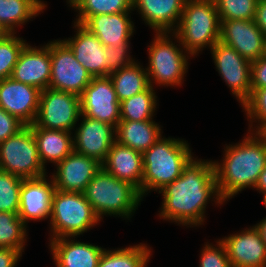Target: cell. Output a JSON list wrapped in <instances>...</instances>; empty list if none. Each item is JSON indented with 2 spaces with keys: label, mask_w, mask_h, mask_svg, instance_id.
Instances as JSON below:
<instances>
[{
  "label": "cell",
  "mask_w": 266,
  "mask_h": 267,
  "mask_svg": "<svg viewBox=\"0 0 266 267\" xmlns=\"http://www.w3.org/2000/svg\"><path fill=\"white\" fill-rule=\"evenodd\" d=\"M158 193L163 197L160 219L190 228L204 225L211 199L218 206L225 203L218 191L212 160L197 157L189 161L180 177Z\"/></svg>",
  "instance_id": "cell-1"
},
{
  "label": "cell",
  "mask_w": 266,
  "mask_h": 267,
  "mask_svg": "<svg viewBox=\"0 0 266 267\" xmlns=\"http://www.w3.org/2000/svg\"><path fill=\"white\" fill-rule=\"evenodd\" d=\"M242 141L225 144L223 158L212 160L221 198L227 202L246 188L254 190L266 167V140L258 132L249 131Z\"/></svg>",
  "instance_id": "cell-2"
},
{
  "label": "cell",
  "mask_w": 266,
  "mask_h": 267,
  "mask_svg": "<svg viewBox=\"0 0 266 267\" xmlns=\"http://www.w3.org/2000/svg\"><path fill=\"white\" fill-rule=\"evenodd\" d=\"M192 155L188 141L162 136L143 153L142 197L159 192L180 177Z\"/></svg>",
  "instance_id": "cell-3"
},
{
  "label": "cell",
  "mask_w": 266,
  "mask_h": 267,
  "mask_svg": "<svg viewBox=\"0 0 266 267\" xmlns=\"http://www.w3.org/2000/svg\"><path fill=\"white\" fill-rule=\"evenodd\" d=\"M84 195L101 221L104 216L130 220L143 201L135 186L117 179L103 167L89 182Z\"/></svg>",
  "instance_id": "cell-4"
},
{
  "label": "cell",
  "mask_w": 266,
  "mask_h": 267,
  "mask_svg": "<svg viewBox=\"0 0 266 267\" xmlns=\"http://www.w3.org/2000/svg\"><path fill=\"white\" fill-rule=\"evenodd\" d=\"M221 22L214 0H186L173 33L191 57L220 40Z\"/></svg>",
  "instance_id": "cell-5"
},
{
  "label": "cell",
  "mask_w": 266,
  "mask_h": 267,
  "mask_svg": "<svg viewBox=\"0 0 266 267\" xmlns=\"http://www.w3.org/2000/svg\"><path fill=\"white\" fill-rule=\"evenodd\" d=\"M150 43L147 46L148 66L145 67L150 85L153 88L155 84L156 87L182 86L191 56L186 52L178 37L173 32H155Z\"/></svg>",
  "instance_id": "cell-6"
},
{
  "label": "cell",
  "mask_w": 266,
  "mask_h": 267,
  "mask_svg": "<svg viewBox=\"0 0 266 267\" xmlns=\"http://www.w3.org/2000/svg\"><path fill=\"white\" fill-rule=\"evenodd\" d=\"M49 240L79 237L100 224L84 193L55 190L52 198Z\"/></svg>",
  "instance_id": "cell-7"
},
{
  "label": "cell",
  "mask_w": 266,
  "mask_h": 267,
  "mask_svg": "<svg viewBox=\"0 0 266 267\" xmlns=\"http://www.w3.org/2000/svg\"><path fill=\"white\" fill-rule=\"evenodd\" d=\"M0 170L22 179L48 174L41 163L37 142L29 125L0 143Z\"/></svg>",
  "instance_id": "cell-8"
},
{
  "label": "cell",
  "mask_w": 266,
  "mask_h": 267,
  "mask_svg": "<svg viewBox=\"0 0 266 267\" xmlns=\"http://www.w3.org/2000/svg\"><path fill=\"white\" fill-rule=\"evenodd\" d=\"M81 115L78 95L46 88L41 90L38 112L33 124L45 129L73 132Z\"/></svg>",
  "instance_id": "cell-9"
},
{
  "label": "cell",
  "mask_w": 266,
  "mask_h": 267,
  "mask_svg": "<svg viewBox=\"0 0 266 267\" xmlns=\"http://www.w3.org/2000/svg\"><path fill=\"white\" fill-rule=\"evenodd\" d=\"M51 55L49 88L69 92L79 97L91 82L92 76L74 57L72 50L61 39L46 44Z\"/></svg>",
  "instance_id": "cell-10"
},
{
  "label": "cell",
  "mask_w": 266,
  "mask_h": 267,
  "mask_svg": "<svg viewBox=\"0 0 266 267\" xmlns=\"http://www.w3.org/2000/svg\"><path fill=\"white\" fill-rule=\"evenodd\" d=\"M216 71L241 107L251 97V61L220 40L210 49Z\"/></svg>",
  "instance_id": "cell-11"
},
{
  "label": "cell",
  "mask_w": 266,
  "mask_h": 267,
  "mask_svg": "<svg viewBox=\"0 0 266 267\" xmlns=\"http://www.w3.org/2000/svg\"><path fill=\"white\" fill-rule=\"evenodd\" d=\"M81 115L115 128L120 121V102L109 76L92 77L80 96Z\"/></svg>",
  "instance_id": "cell-12"
},
{
  "label": "cell",
  "mask_w": 266,
  "mask_h": 267,
  "mask_svg": "<svg viewBox=\"0 0 266 267\" xmlns=\"http://www.w3.org/2000/svg\"><path fill=\"white\" fill-rule=\"evenodd\" d=\"M79 120L80 125H79ZM73 130L74 152L85 155L103 164L112 144L116 141V128L102 121L80 115Z\"/></svg>",
  "instance_id": "cell-13"
},
{
  "label": "cell",
  "mask_w": 266,
  "mask_h": 267,
  "mask_svg": "<svg viewBox=\"0 0 266 267\" xmlns=\"http://www.w3.org/2000/svg\"><path fill=\"white\" fill-rule=\"evenodd\" d=\"M48 175L23 179L20 188L19 217L27 226L29 221L50 219L54 191V181Z\"/></svg>",
  "instance_id": "cell-14"
},
{
  "label": "cell",
  "mask_w": 266,
  "mask_h": 267,
  "mask_svg": "<svg viewBox=\"0 0 266 267\" xmlns=\"http://www.w3.org/2000/svg\"><path fill=\"white\" fill-rule=\"evenodd\" d=\"M220 240L232 267H266V247L254 225Z\"/></svg>",
  "instance_id": "cell-15"
},
{
  "label": "cell",
  "mask_w": 266,
  "mask_h": 267,
  "mask_svg": "<svg viewBox=\"0 0 266 267\" xmlns=\"http://www.w3.org/2000/svg\"><path fill=\"white\" fill-rule=\"evenodd\" d=\"M40 94L39 88L11 77L0 80V107L25 125L33 124L36 119Z\"/></svg>",
  "instance_id": "cell-16"
},
{
  "label": "cell",
  "mask_w": 266,
  "mask_h": 267,
  "mask_svg": "<svg viewBox=\"0 0 266 267\" xmlns=\"http://www.w3.org/2000/svg\"><path fill=\"white\" fill-rule=\"evenodd\" d=\"M54 167L56 170L50 176L57 190L84 193L102 164L73 151Z\"/></svg>",
  "instance_id": "cell-17"
},
{
  "label": "cell",
  "mask_w": 266,
  "mask_h": 267,
  "mask_svg": "<svg viewBox=\"0 0 266 267\" xmlns=\"http://www.w3.org/2000/svg\"><path fill=\"white\" fill-rule=\"evenodd\" d=\"M10 77L40 90L48 88L51 78L49 47L46 44L34 47L27 43L21 50Z\"/></svg>",
  "instance_id": "cell-18"
},
{
  "label": "cell",
  "mask_w": 266,
  "mask_h": 267,
  "mask_svg": "<svg viewBox=\"0 0 266 267\" xmlns=\"http://www.w3.org/2000/svg\"><path fill=\"white\" fill-rule=\"evenodd\" d=\"M265 38L254 20L221 21L220 41L251 62L263 56Z\"/></svg>",
  "instance_id": "cell-19"
},
{
  "label": "cell",
  "mask_w": 266,
  "mask_h": 267,
  "mask_svg": "<svg viewBox=\"0 0 266 267\" xmlns=\"http://www.w3.org/2000/svg\"><path fill=\"white\" fill-rule=\"evenodd\" d=\"M76 31L64 42L72 50L77 61L92 77L106 76V46L82 24H73Z\"/></svg>",
  "instance_id": "cell-20"
},
{
  "label": "cell",
  "mask_w": 266,
  "mask_h": 267,
  "mask_svg": "<svg viewBox=\"0 0 266 267\" xmlns=\"http://www.w3.org/2000/svg\"><path fill=\"white\" fill-rule=\"evenodd\" d=\"M74 238V239H73ZM76 237L49 240L50 252L56 267H98L105 248L80 242Z\"/></svg>",
  "instance_id": "cell-21"
},
{
  "label": "cell",
  "mask_w": 266,
  "mask_h": 267,
  "mask_svg": "<svg viewBox=\"0 0 266 267\" xmlns=\"http://www.w3.org/2000/svg\"><path fill=\"white\" fill-rule=\"evenodd\" d=\"M186 0H133L142 21L154 32H173L180 21Z\"/></svg>",
  "instance_id": "cell-22"
},
{
  "label": "cell",
  "mask_w": 266,
  "mask_h": 267,
  "mask_svg": "<svg viewBox=\"0 0 266 267\" xmlns=\"http://www.w3.org/2000/svg\"><path fill=\"white\" fill-rule=\"evenodd\" d=\"M102 167L111 175L135 186L142 196L143 154L115 141Z\"/></svg>",
  "instance_id": "cell-23"
},
{
  "label": "cell",
  "mask_w": 266,
  "mask_h": 267,
  "mask_svg": "<svg viewBox=\"0 0 266 267\" xmlns=\"http://www.w3.org/2000/svg\"><path fill=\"white\" fill-rule=\"evenodd\" d=\"M83 26L93 33L104 46L131 43L135 25L130 13L99 14L91 16Z\"/></svg>",
  "instance_id": "cell-24"
},
{
  "label": "cell",
  "mask_w": 266,
  "mask_h": 267,
  "mask_svg": "<svg viewBox=\"0 0 266 267\" xmlns=\"http://www.w3.org/2000/svg\"><path fill=\"white\" fill-rule=\"evenodd\" d=\"M30 127L37 142L41 163L45 169H47V162L56 166L74 151L73 133L38 126Z\"/></svg>",
  "instance_id": "cell-25"
},
{
  "label": "cell",
  "mask_w": 266,
  "mask_h": 267,
  "mask_svg": "<svg viewBox=\"0 0 266 267\" xmlns=\"http://www.w3.org/2000/svg\"><path fill=\"white\" fill-rule=\"evenodd\" d=\"M161 127L154 120H120L116 126V141L143 154L162 137Z\"/></svg>",
  "instance_id": "cell-26"
},
{
  "label": "cell",
  "mask_w": 266,
  "mask_h": 267,
  "mask_svg": "<svg viewBox=\"0 0 266 267\" xmlns=\"http://www.w3.org/2000/svg\"><path fill=\"white\" fill-rule=\"evenodd\" d=\"M46 7L43 0H0V27L6 34H15L16 27L33 21Z\"/></svg>",
  "instance_id": "cell-27"
},
{
  "label": "cell",
  "mask_w": 266,
  "mask_h": 267,
  "mask_svg": "<svg viewBox=\"0 0 266 267\" xmlns=\"http://www.w3.org/2000/svg\"><path fill=\"white\" fill-rule=\"evenodd\" d=\"M137 61L109 75L119 102L145 91L150 86L145 67Z\"/></svg>",
  "instance_id": "cell-28"
},
{
  "label": "cell",
  "mask_w": 266,
  "mask_h": 267,
  "mask_svg": "<svg viewBox=\"0 0 266 267\" xmlns=\"http://www.w3.org/2000/svg\"><path fill=\"white\" fill-rule=\"evenodd\" d=\"M151 248L147 243L112 250L105 248L100 256L98 267H147L152 257Z\"/></svg>",
  "instance_id": "cell-29"
},
{
  "label": "cell",
  "mask_w": 266,
  "mask_h": 267,
  "mask_svg": "<svg viewBox=\"0 0 266 267\" xmlns=\"http://www.w3.org/2000/svg\"><path fill=\"white\" fill-rule=\"evenodd\" d=\"M66 2L78 13L74 22L82 25L91 16L133 12V0H66Z\"/></svg>",
  "instance_id": "cell-30"
},
{
  "label": "cell",
  "mask_w": 266,
  "mask_h": 267,
  "mask_svg": "<svg viewBox=\"0 0 266 267\" xmlns=\"http://www.w3.org/2000/svg\"><path fill=\"white\" fill-rule=\"evenodd\" d=\"M151 85L128 99L120 102V120L145 121L153 120L156 115L157 99L156 89Z\"/></svg>",
  "instance_id": "cell-31"
},
{
  "label": "cell",
  "mask_w": 266,
  "mask_h": 267,
  "mask_svg": "<svg viewBox=\"0 0 266 267\" xmlns=\"http://www.w3.org/2000/svg\"><path fill=\"white\" fill-rule=\"evenodd\" d=\"M27 228L18 213L0 212V247L24 252Z\"/></svg>",
  "instance_id": "cell-32"
},
{
  "label": "cell",
  "mask_w": 266,
  "mask_h": 267,
  "mask_svg": "<svg viewBox=\"0 0 266 267\" xmlns=\"http://www.w3.org/2000/svg\"><path fill=\"white\" fill-rule=\"evenodd\" d=\"M27 40L15 34H5L0 39V80L11 76L19 54Z\"/></svg>",
  "instance_id": "cell-33"
},
{
  "label": "cell",
  "mask_w": 266,
  "mask_h": 267,
  "mask_svg": "<svg viewBox=\"0 0 266 267\" xmlns=\"http://www.w3.org/2000/svg\"><path fill=\"white\" fill-rule=\"evenodd\" d=\"M22 178L0 170V212L18 213Z\"/></svg>",
  "instance_id": "cell-34"
},
{
  "label": "cell",
  "mask_w": 266,
  "mask_h": 267,
  "mask_svg": "<svg viewBox=\"0 0 266 267\" xmlns=\"http://www.w3.org/2000/svg\"><path fill=\"white\" fill-rule=\"evenodd\" d=\"M221 21L254 20L258 0H214Z\"/></svg>",
  "instance_id": "cell-35"
},
{
  "label": "cell",
  "mask_w": 266,
  "mask_h": 267,
  "mask_svg": "<svg viewBox=\"0 0 266 267\" xmlns=\"http://www.w3.org/2000/svg\"><path fill=\"white\" fill-rule=\"evenodd\" d=\"M242 108L249 121L248 130L260 133L266 127V87L255 89Z\"/></svg>",
  "instance_id": "cell-36"
},
{
  "label": "cell",
  "mask_w": 266,
  "mask_h": 267,
  "mask_svg": "<svg viewBox=\"0 0 266 267\" xmlns=\"http://www.w3.org/2000/svg\"><path fill=\"white\" fill-rule=\"evenodd\" d=\"M200 250L199 267H232L225 245L220 239L215 244L205 242Z\"/></svg>",
  "instance_id": "cell-37"
},
{
  "label": "cell",
  "mask_w": 266,
  "mask_h": 267,
  "mask_svg": "<svg viewBox=\"0 0 266 267\" xmlns=\"http://www.w3.org/2000/svg\"><path fill=\"white\" fill-rule=\"evenodd\" d=\"M131 43H124L118 47L106 46V76L133 64L136 60L130 55Z\"/></svg>",
  "instance_id": "cell-38"
},
{
  "label": "cell",
  "mask_w": 266,
  "mask_h": 267,
  "mask_svg": "<svg viewBox=\"0 0 266 267\" xmlns=\"http://www.w3.org/2000/svg\"><path fill=\"white\" fill-rule=\"evenodd\" d=\"M26 125L0 107V143L17 134Z\"/></svg>",
  "instance_id": "cell-39"
},
{
  "label": "cell",
  "mask_w": 266,
  "mask_h": 267,
  "mask_svg": "<svg viewBox=\"0 0 266 267\" xmlns=\"http://www.w3.org/2000/svg\"><path fill=\"white\" fill-rule=\"evenodd\" d=\"M266 87V58L260 57L251 63V92Z\"/></svg>",
  "instance_id": "cell-40"
},
{
  "label": "cell",
  "mask_w": 266,
  "mask_h": 267,
  "mask_svg": "<svg viewBox=\"0 0 266 267\" xmlns=\"http://www.w3.org/2000/svg\"><path fill=\"white\" fill-rule=\"evenodd\" d=\"M22 254L18 250L0 247V267H15Z\"/></svg>",
  "instance_id": "cell-41"
},
{
  "label": "cell",
  "mask_w": 266,
  "mask_h": 267,
  "mask_svg": "<svg viewBox=\"0 0 266 267\" xmlns=\"http://www.w3.org/2000/svg\"><path fill=\"white\" fill-rule=\"evenodd\" d=\"M254 21L266 37V0H258Z\"/></svg>",
  "instance_id": "cell-42"
},
{
  "label": "cell",
  "mask_w": 266,
  "mask_h": 267,
  "mask_svg": "<svg viewBox=\"0 0 266 267\" xmlns=\"http://www.w3.org/2000/svg\"><path fill=\"white\" fill-rule=\"evenodd\" d=\"M254 189H256V191H258L259 193H262V195H263L262 202H263V204H266V167L261 172Z\"/></svg>",
  "instance_id": "cell-43"
},
{
  "label": "cell",
  "mask_w": 266,
  "mask_h": 267,
  "mask_svg": "<svg viewBox=\"0 0 266 267\" xmlns=\"http://www.w3.org/2000/svg\"><path fill=\"white\" fill-rule=\"evenodd\" d=\"M264 206L266 208V204H264ZM254 226L258 229V231H259V233L263 239V242L265 244V247H266V217H264L260 222H258Z\"/></svg>",
  "instance_id": "cell-44"
},
{
  "label": "cell",
  "mask_w": 266,
  "mask_h": 267,
  "mask_svg": "<svg viewBox=\"0 0 266 267\" xmlns=\"http://www.w3.org/2000/svg\"><path fill=\"white\" fill-rule=\"evenodd\" d=\"M260 134L265 138L266 140V127L260 132Z\"/></svg>",
  "instance_id": "cell-45"
},
{
  "label": "cell",
  "mask_w": 266,
  "mask_h": 267,
  "mask_svg": "<svg viewBox=\"0 0 266 267\" xmlns=\"http://www.w3.org/2000/svg\"><path fill=\"white\" fill-rule=\"evenodd\" d=\"M6 33L4 30L0 27V39L5 35Z\"/></svg>",
  "instance_id": "cell-46"
},
{
  "label": "cell",
  "mask_w": 266,
  "mask_h": 267,
  "mask_svg": "<svg viewBox=\"0 0 266 267\" xmlns=\"http://www.w3.org/2000/svg\"><path fill=\"white\" fill-rule=\"evenodd\" d=\"M263 57L266 58V38H265V45H264V53H263Z\"/></svg>",
  "instance_id": "cell-47"
}]
</instances>
